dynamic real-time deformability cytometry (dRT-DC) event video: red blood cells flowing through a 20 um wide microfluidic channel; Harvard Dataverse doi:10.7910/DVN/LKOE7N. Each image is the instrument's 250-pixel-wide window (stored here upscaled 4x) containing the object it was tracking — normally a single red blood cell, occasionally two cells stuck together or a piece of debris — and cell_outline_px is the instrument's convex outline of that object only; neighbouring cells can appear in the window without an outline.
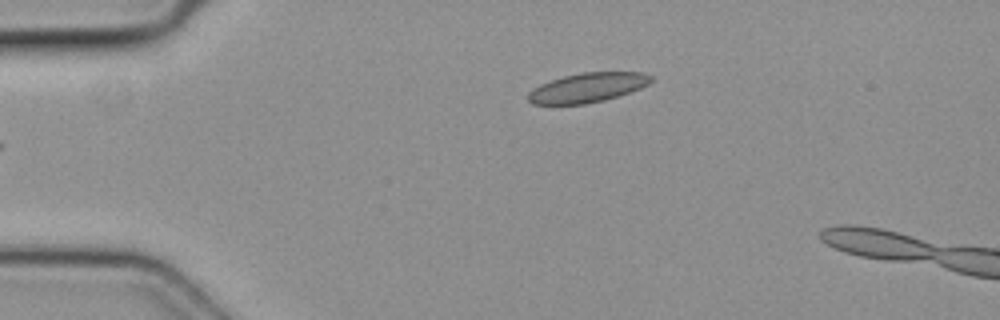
{"species": "common noctule bat (a hibernating species)", "species_latin": "Nyctalus noctula", "temperature_condition": "cold", "stored_images_in_passage": 2, "camera_frame_rate_fps": 3000, "um_per_image_px": 0.085, "animal": {"sex": "female", "body_mass_g": 19.3, "forearm_length_mm": 54.1}, "frame": {"image": 1, "passage_image": 1, "time_ms": 0.0, "image_size_px": [1000, 320], "cell_outline_px": [[652, 80], [648, 84], [640, 88], [604, 100], [584, 104], [532, 104], [528, 100], [528, 92], [532, 88], [540, 84], [564, 76], [584, 72], [644, 72], [652, 76]], "centroid_in_image_um": [49.92, 7.44], "position_along_channel_um": 35.1, "area_um2": 20.92}}